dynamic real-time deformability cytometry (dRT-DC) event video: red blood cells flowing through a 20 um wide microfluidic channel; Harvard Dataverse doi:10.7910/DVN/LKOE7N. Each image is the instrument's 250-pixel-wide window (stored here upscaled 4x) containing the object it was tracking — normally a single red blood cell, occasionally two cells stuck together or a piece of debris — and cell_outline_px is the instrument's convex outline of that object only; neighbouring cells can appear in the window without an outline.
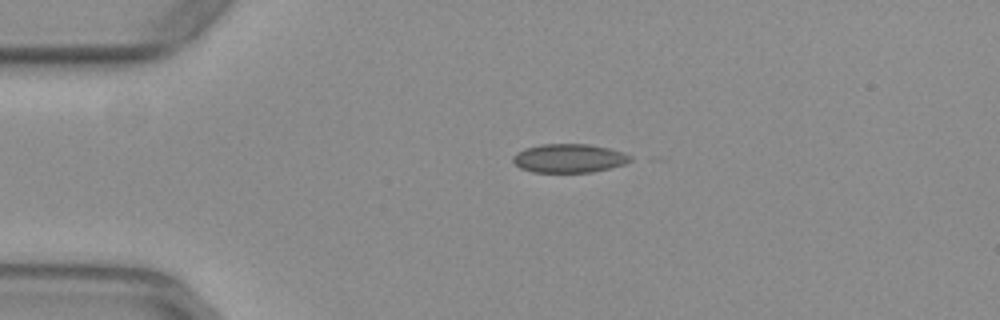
{"species": "common noctule bat (a hibernating species)", "species_latin": "Nyctalus noctula", "temperature_condition": "warm", "stored_images_in_passage": 11, "camera_frame_rate_fps": 3000, "um_per_image_px": 0.085, "animal": {"sex": "female", "body_mass_g": 29.2, "forearm_length_mm": 56.3}, "frame": {"image": 1, "passage_image": 1, "time_ms": 0.0, "image_size_px": [1000, 320], "cell_outline_px": [[632, 160], [624, 164], [592, 172], [532, 172], [520, 168], [512, 160], [512, 156], [516, 152], [524, 148], [540, 144], [588, 144], [608, 148], [624, 152], [632, 156]], "centroid_in_image_um": [48.35, 13.44], "position_along_channel_um": 36.7, "area_um2": 19.71}}
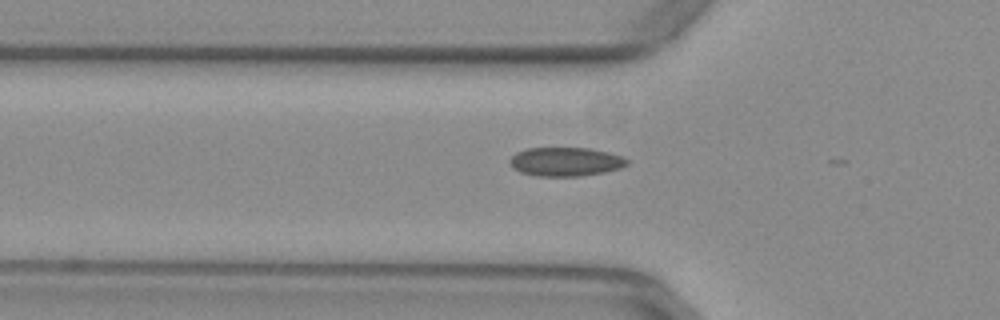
{"frame": {"image": 2, "passage_image": 7, "time_ms": 2.0, "image_size_px": [1000, 320], "cell_outline_px": [[628, 164], [620, 168], [604, 172], [580, 176], [536, 176], [520, 172], [512, 164], [512, 156], [516, 152], [528, 148], [588, 148], [608, 152], [620, 156], [628, 160]], "centroid_in_image_um": [48.1, 13.74], "position_along_channel_um": 77.7, "area_um2": 19.42}}
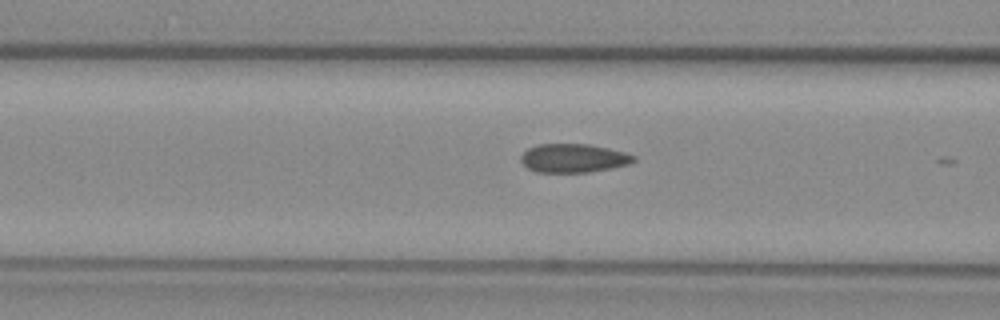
{"frame": {"image": 3, "passage_image": 10, "time_ms": 3.0, "image_size_px": [1000, 320], "cell_outline_px": [[636, 160], [628, 164], [612, 168], [588, 172], [536, 172], [528, 168], [520, 160], [520, 156], [528, 148], [540, 144], [588, 144], [608, 148], [624, 152], [636, 156]], "centroid_in_image_um": [48.74, 13.44], "position_along_channel_um": 117.9, "area_um2": 18.79}}